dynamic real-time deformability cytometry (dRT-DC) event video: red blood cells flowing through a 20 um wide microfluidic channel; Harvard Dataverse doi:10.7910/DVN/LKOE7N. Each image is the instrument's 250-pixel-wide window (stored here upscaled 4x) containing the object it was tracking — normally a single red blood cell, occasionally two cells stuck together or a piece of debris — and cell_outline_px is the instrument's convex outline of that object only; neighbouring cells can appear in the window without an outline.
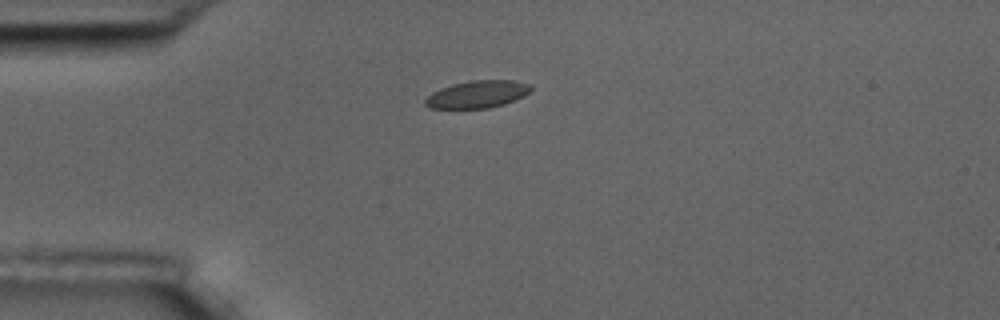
{"species": "common noctule bat (a hibernating species)", "species_latin": "Nyctalus noctula", "temperature_condition": "room temperature", "stored_images_in_passage": 2, "camera_frame_rate_fps": 3000, "um_per_image_px": 0.085, "animal": {"sex": "male", "body_mass_g": 17.5, "forearm_length_mm": 52.3}, "frame": {"image": 1, "passage_image": 2, "time_ms": 2.667, "image_size_px": [1000, 320], "cell_outline_px": [[532, 88], [524, 96], [504, 104], [488, 108], [428, 108], [424, 104], [424, 100], [432, 92], [440, 88], [452, 84], [472, 80], [512, 80], [532, 84]], "centroid_in_image_um": [40.57, 8.01], "position_along_channel_um": 44.4, "area_um2": 16.88}}